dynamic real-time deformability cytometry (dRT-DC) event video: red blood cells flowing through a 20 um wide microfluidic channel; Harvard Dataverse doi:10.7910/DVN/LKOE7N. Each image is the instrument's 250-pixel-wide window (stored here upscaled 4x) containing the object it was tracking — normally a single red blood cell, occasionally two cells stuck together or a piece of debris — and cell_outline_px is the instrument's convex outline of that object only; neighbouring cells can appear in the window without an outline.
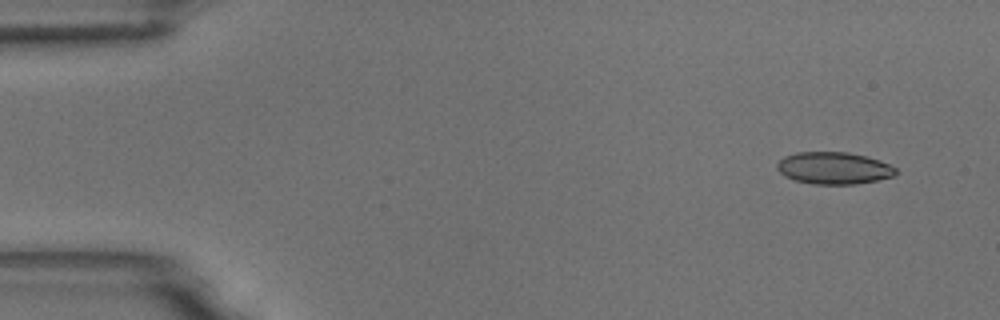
{"species": "common noctule bat (a hibernating species)", "species_latin": "Nyctalus noctula", "temperature_condition": "room temperature", "stored_images_in_passage": 8, "camera_frame_rate_fps": 3000, "um_per_image_px": 0.085, "animal": {"sex": "male", "body_mass_g": 18.8}, "frame": {"image": 1, "passage_image": 1, "time_ms": 0.0, "image_size_px": [1000, 320], "cell_outline_px": [[896, 172], [892, 176], [876, 180], [856, 184], [812, 184], [796, 180], [784, 176], [776, 168], [776, 164], [784, 156], [796, 152], [848, 152], [868, 156], [880, 160], [896, 168]], "centroid_in_image_um": [70.85, 14.28], "position_along_channel_um": 14.2, "area_um2": 22.2}}
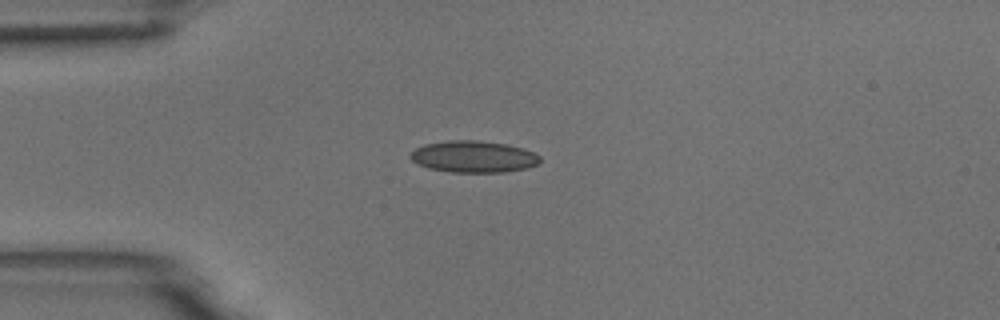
{"frame": {"image": 2, "passage_image": 4, "time_ms": 1.0, "image_size_px": [1000, 320], "cell_outline_px": [[540, 160], [536, 164], [528, 168], [504, 172], [452, 172], [428, 168], [416, 164], [408, 156], [416, 148], [424, 144], [448, 140], [476, 140], [508, 144], [524, 148], [540, 156]], "centroid_in_image_um": [40.23, 13.31], "position_along_channel_um": 44.8, "area_um2": 24.04}}
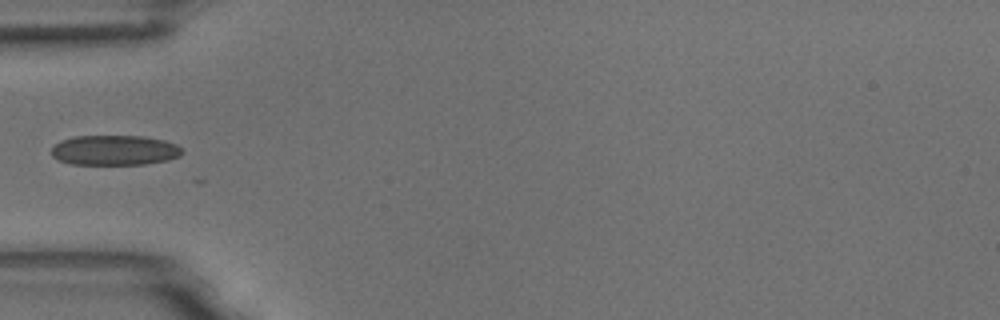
{"frame": {"image": 3, "passage_image": 5, "time_ms": 1.333, "image_size_px": [1000, 320], "cell_outline_px": [[184, 152], [180, 156], [168, 160], [144, 164], [72, 164], [60, 160], [52, 156], [52, 148], [60, 140], [72, 136], [144, 136], [164, 140], [176, 144]], "centroid_in_image_um": [9.75, 12.76], "position_along_channel_um": 75.2, "area_um2": 22.89}}